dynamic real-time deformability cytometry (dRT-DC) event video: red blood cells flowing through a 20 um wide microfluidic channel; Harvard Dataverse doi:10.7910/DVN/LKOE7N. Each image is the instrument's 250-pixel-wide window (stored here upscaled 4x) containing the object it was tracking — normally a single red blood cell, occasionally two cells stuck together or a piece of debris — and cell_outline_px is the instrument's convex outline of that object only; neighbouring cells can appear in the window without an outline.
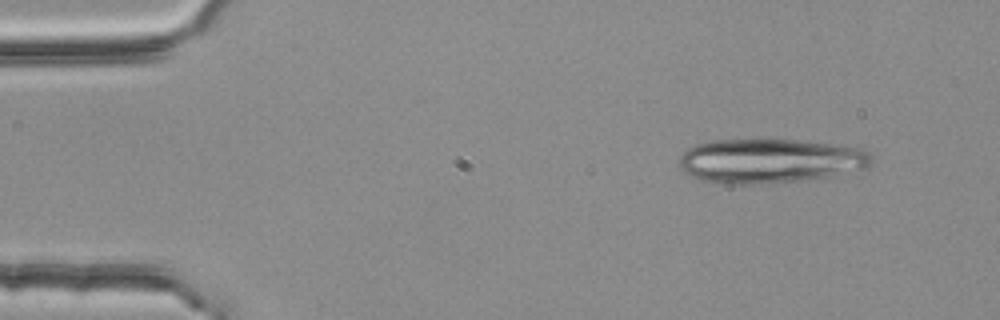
{"species": "common noctule bat (a hibernating species)", "species_latin": "Nyctalus noctula", "temperature_condition": "room temperature", "stored_images_in_passage": 3, "camera_frame_rate_fps": 3000, "um_per_image_px": 0.085, "animal": {"sex": "female", "body_mass_g": 25.1}, "frame": {"image": 1, "passage_image": 1, "time_ms": 0.0, "image_size_px": [1000, 320], "cell_outline_px": [[876, 160], [872, 164], [864, 168], [828, 176], [772, 184], [720, 184], [700, 180], [688, 176], [680, 168], [680, 156], [688, 148], [696, 144], [712, 140], [796, 140], [844, 144], [860, 148], [868, 152]], "centroid_in_image_um": [65.45, 13.68], "position_along_channel_um": 19.6, "area_um2": 50.23}}